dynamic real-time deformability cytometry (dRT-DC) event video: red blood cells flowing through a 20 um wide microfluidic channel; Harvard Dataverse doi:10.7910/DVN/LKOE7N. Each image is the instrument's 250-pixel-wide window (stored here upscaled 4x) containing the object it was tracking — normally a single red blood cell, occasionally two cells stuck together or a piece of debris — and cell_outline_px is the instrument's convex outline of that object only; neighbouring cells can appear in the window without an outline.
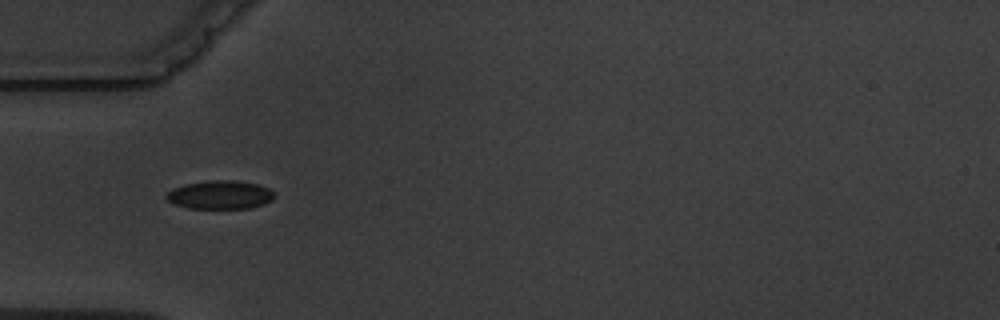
{"species": "common noctule bat (a hibernating species)", "species_latin": "Nyctalus noctula", "temperature_condition": "warm", "stored_images_in_passage": 4, "camera_frame_rate_fps": 3000, "um_per_image_px": 0.085, "animal": {"sex": "male", "body_mass_g": 19.5, "forearm_length_mm": 54.6}, "frame": {"image": 1, "passage_image": 2, "time_ms": 1.333, "image_size_px": [1000, 320], "cell_outline_px": [[276, 196], [272, 200], [264, 204], [248, 208], [188, 208], [176, 204], [168, 200], [164, 196], [172, 188], [184, 184], [208, 180], [236, 180], [260, 184], [276, 192]], "centroid_in_image_um": [18.74, 16.54], "position_along_channel_um": 66.3, "area_um2": 18.15}}
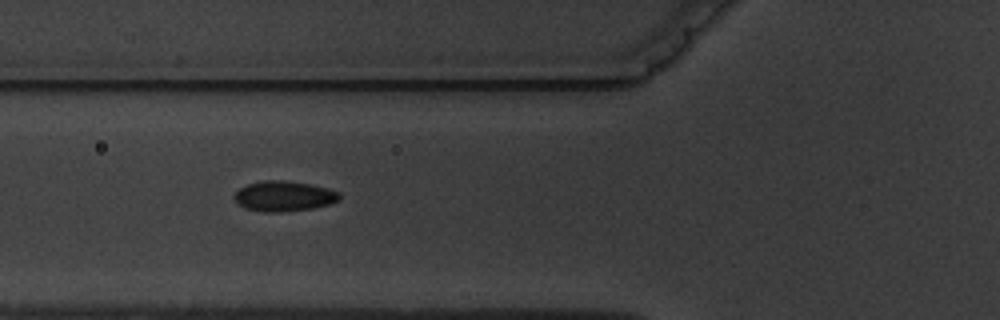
{"frame": {"image": 2, "passage_image": 3, "time_ms": 2.333, "image_size_px": [1000, 320], "cell_outline_px": [[340, 200], [328, 204], [312, 208], [280, 212], [264, 212], [244, 208], [236, 204], [232, 196], [240, 188], [248, 184], [264, 180], [284, 180], [312, 184], [328, 188], [340, 192]], "centroid_in_image_um": [24.11, 16.67], "position_along_channel_um": 101.7, "area_um2": 18.73}}